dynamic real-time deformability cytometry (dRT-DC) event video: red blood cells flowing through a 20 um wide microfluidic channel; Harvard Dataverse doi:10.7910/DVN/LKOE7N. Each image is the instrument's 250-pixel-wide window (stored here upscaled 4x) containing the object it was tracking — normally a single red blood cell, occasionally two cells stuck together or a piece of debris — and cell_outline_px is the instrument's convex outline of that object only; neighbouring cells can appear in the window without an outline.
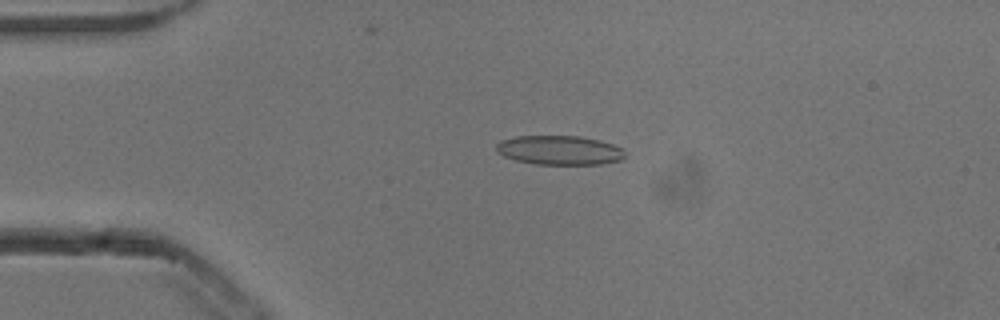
{"species": "common noctule bat (a hibernating species)", "species_latin": "Nyctalus noctula", "temperature_condition": "cold", "stored_images_in_passage": 41, "camera_frame_rate_fps": 3000, "um_per_image_px": 0.085, "animal": {"sex": "male", "body_mass_g": 13.3}, "frame": {"image": 1, "passage_image": 7, "time_ms": 2.0, "image_size_px": [1000, 320], "cell_outline_px": [[624, 156], [620, 160], [600, 164], [536, 164], [516, 160], [504, 156], [496, 148], [496, 144], [500, 140], [516, 136], [580, 136], [600, 140], [612, 144], [620, 148], [624, 152]], "centroid_in_image_um": [47.54, 12.76], "position_along_channel_um": 37.5, "area_um2": 21.73}}
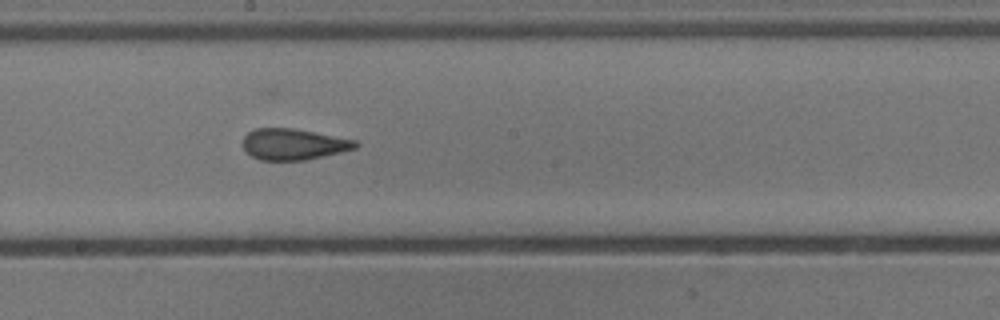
{"frame": {"image": 2, "passage_image": 24, "time_ms": 7.667, "image_size_px": [1000, 320], "cell_outline_px": [[360, 144], [356, 148], [340, 152], [304, 160], [260, 160], [252, 156], [244, 148], [244, 136], [248, 132], [256, 128], [292, 128], [356, 140]], "centroid_in_image_um": [24.95, 12.26], "position_along_channel_um": 223.2, "area_um2": 20.17}}
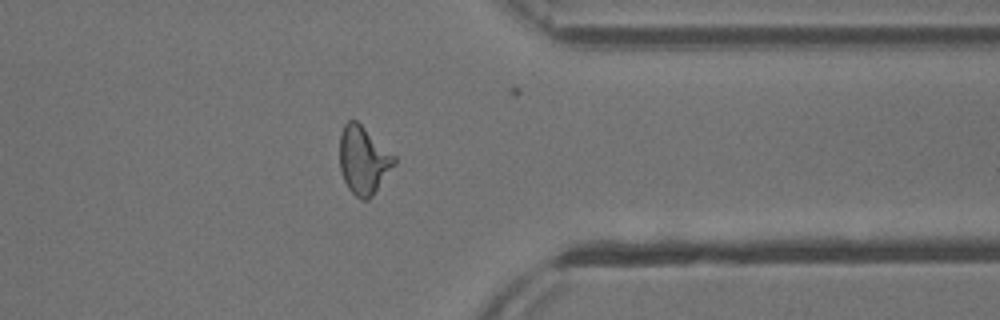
{"frame": {"image": 3, "passage_image": 37, "time_ms": 12.0, "image_size_px": [1000, 320], "cell_outline_px": [[396, 164], [372, 196], [368, 200], [360, 200], [348, 188], [344, 180], [340, 168], [340, 132], [344, 124], [348, 120], [356, 120], [396, 156]], "centroid_in_image_um": [30.9, 13.61], "position_along_channel_um": 380.5, "area_um2": 21.62}, "authors_computed_cell_mechanics": {"area_um2": 20.9236, "velocity_mm_per_s": 3.8514, "shape_relaxation_time_tau1_ms": 9.156, "shape_relaxation_time_tau2_ms": 1.666, "deformation_change_tau1": 0.2244, "deformation_change_tau2": 0.0885}}